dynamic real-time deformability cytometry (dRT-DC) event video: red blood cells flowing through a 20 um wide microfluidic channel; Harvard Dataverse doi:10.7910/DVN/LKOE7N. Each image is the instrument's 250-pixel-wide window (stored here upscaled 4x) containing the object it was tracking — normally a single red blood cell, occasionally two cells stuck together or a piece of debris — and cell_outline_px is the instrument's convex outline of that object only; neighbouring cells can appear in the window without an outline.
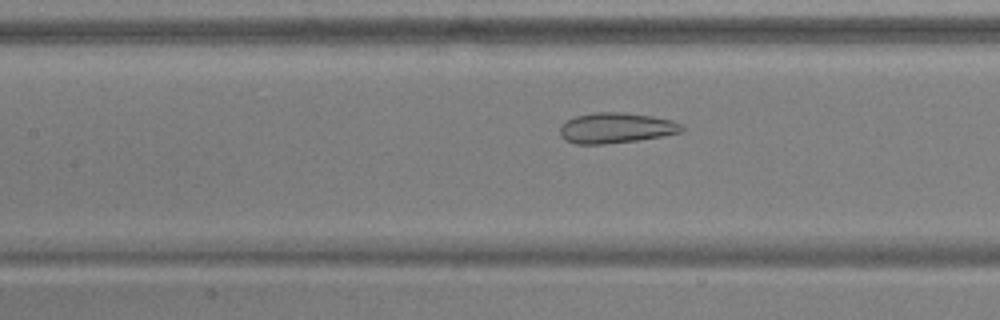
{"species": "common noctule bat (a hibernating species)", "species_latin": "Nyctalus noctula", "temperature_condition": "warm", "stored_images_in_passage": 53, "camera_frame_rate_fps": 3000, "um_per_image_px": 0.085, "animal": {"sex": "male", "body_mass_g": 17.9, "forearm_length_mm": 54.2}, "frame": {"image": 1, "passage_image": 24, "time_ms": 7.667, "image_size_px": [1000, 320], "cell_outline_px": [[684, 128], [680, 132], [660, 136], [636, 140], [604, 144], [576, 144], [564, 140], [560, 136], [560, 128], [568, 120], [576, 116], [596, 112], [624, 112], [652, 116], [672, 120], [680, 124]], "centroid_in_image_um": [52.33, 10.87], "position_along_channel_um": 155.1, "area_um2": 21.39}}
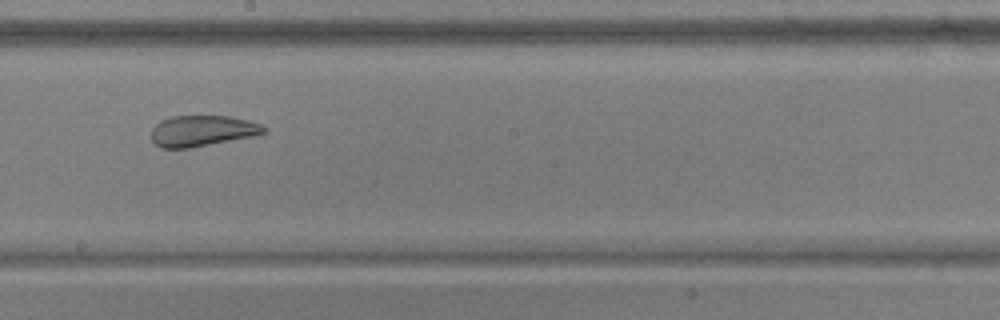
{"frame": {"image": 2, "passage_image": 30, "time_ms": 9.667, "image_size_px": [1000, 320], "cell_outline_px": [[268, 132], [252, 136], [188, 148], [160, 148], [152, 140], [152, 128], [160, 120], [172, 116], [228, 116], [248, 120], [260, 124], [268, 128]], "centroid_in_image_um": [17.19, 11.11], "position_along_channel_um": 231.0, "area_um2": 20.17}}
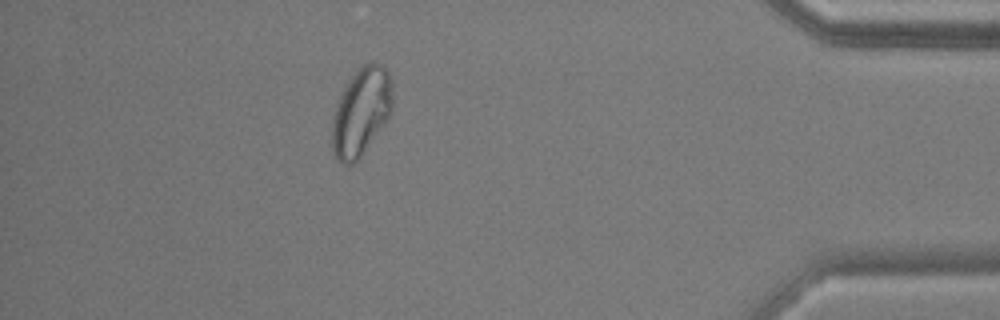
{"frame": {"image": 3, "passage_image": 47, "time_ms": 15.333, "image_size_px": [1000, 320], "cell_outline_px": [[392, 112], [364, 152], [352, 164], [340, 164], [336, 160], [332, 152], [332, 116], [340, 96], [348, 80], [356, 68], [368, 60], [372, 60], [380, 64], [392, 76]], "centroid_in_image_um": [30.69, 9.46], "position_along_channel_um": 404.5, "area_um2": 31.39}, "authors_computed_cell_mechanics": {"area_um2": 28.9578, "velocity_mm_per_s": 3.815, "shape_relaxation_time_tau1_ms": null, "shape_relaxation_time_tau2_ms": 0.9502, "deformation_change_tau1": null, "deformation_change_tau2": 0.0801}}